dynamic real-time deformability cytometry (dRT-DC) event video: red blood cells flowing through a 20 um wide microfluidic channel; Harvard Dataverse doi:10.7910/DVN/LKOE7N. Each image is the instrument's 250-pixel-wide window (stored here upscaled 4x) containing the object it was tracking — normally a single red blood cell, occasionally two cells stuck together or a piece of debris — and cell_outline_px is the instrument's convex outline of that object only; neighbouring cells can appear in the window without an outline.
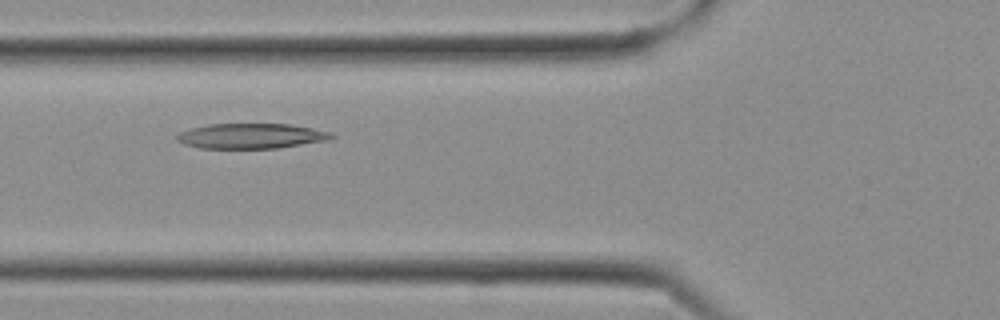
{"species": "Egyptian fruit bat (a non-hibernating species)", "species_latin": "Rousettus aegyptiacus", "temperature_condition": "cold", "stored_images_in_passage": 11, "camera_frame_rate_fps": 3000, "um_per_image_px": 0.085, "frame": {"image": 1, "passage_image": 8, "time_ms": 2.333, "image_size_px": [1000, 320], "cell_outline_px": [[336, 136], [332, 140], [276, 148], [200, 148], [184, 144], [176, 140], [176, 136], [180, 132], [192, 128], [208, 124], [288, 124], [312, 128], [332, 132]], "centroid_in_image_um": [21.39, 11.56], "position_along_channel_um": 104.4, "area_um2": 22.72}}
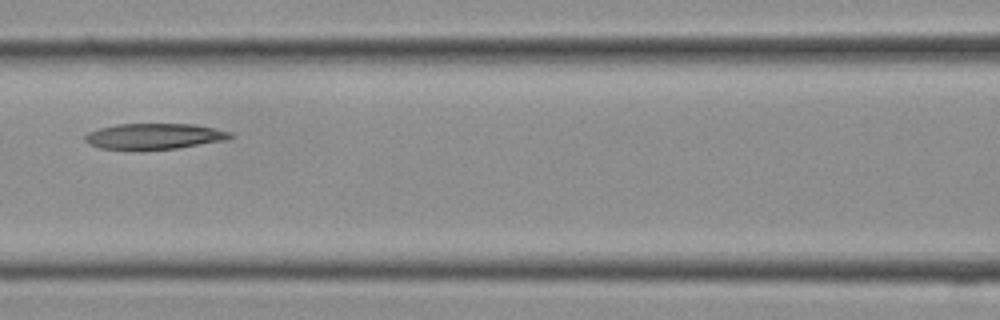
{"frame": {"image": 2, "passage_image": 10, "time_ms": 3.0, "image_size_px": [1000, 320], "cell_outline_px": [[236, 136], [224, 140], [176, 148], [140, 152], [100, 148], [88, 144], [84, 140], [84, 136], [88, 132], [100, 128], [116, 124], [196, 124], [232, 132]], "centroid_in_image_um": [13.07, 11.61], "position_along_channel_um": 153.5, "area_um2": 22.48}}